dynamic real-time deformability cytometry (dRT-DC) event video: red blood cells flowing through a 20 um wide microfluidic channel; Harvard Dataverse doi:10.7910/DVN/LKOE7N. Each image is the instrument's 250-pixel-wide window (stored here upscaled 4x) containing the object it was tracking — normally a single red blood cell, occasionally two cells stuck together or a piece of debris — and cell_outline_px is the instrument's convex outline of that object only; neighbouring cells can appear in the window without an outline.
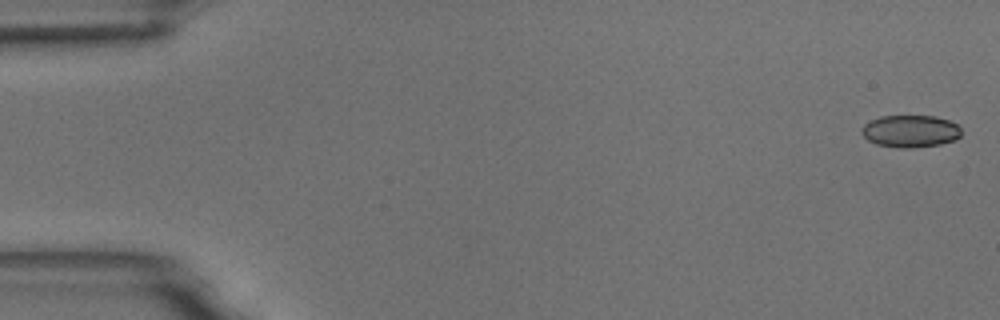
{"species": "common noctule bat (a hibernating species)", "species_latin": "Nyctalus noctula", "temperature_condition": "room temperature", "stored_images_in_passage": 4, "camera_frame_rate_fps": 3000, "um_per_image_px": 0.085, "animal": {"sex": "male", "body_mass_g": 18.8}, "frame": {"image": 1, "passage_image": 1, "time_ms": 0.0, "image_size_px": [1000, 320], "cell_outline_px": [[960, 136], [956, 140], [940, 144], [912, 148], [900, 148], [876, 144], [868, 140], [860, 132], [864, 124], [880, 116], [936, 116], [948, 120], [956, 124], [960, 128]], "centroid_in_image_um": [77.38, 11.15], "position_along_channel_um": 7.6, "area_um2": 18.73}}